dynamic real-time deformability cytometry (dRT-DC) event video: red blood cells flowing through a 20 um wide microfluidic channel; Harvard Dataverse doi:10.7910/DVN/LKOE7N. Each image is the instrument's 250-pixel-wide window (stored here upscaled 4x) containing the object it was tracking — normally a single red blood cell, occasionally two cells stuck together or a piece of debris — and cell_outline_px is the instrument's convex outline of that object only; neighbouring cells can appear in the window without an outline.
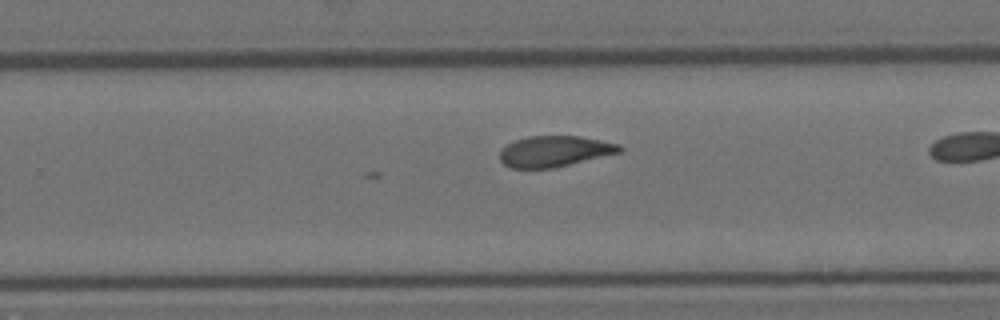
{"species": "Egyptian fruit bat (a non-hibernating species)", "species_latin": "Rousettus aegyptiacus", "temperature_condition": "room temperature", "stored_images_in_passage": 24, "camera_frame_rate_fps": 3000, "um_per_image_px": 0.085, "animal": {"sex": "female"}, "frame": {"image": 1, "passage_image": 14, "time_ms": 4.333, "image_size_px": [1000, 320], "cell_outline_px": [[624, 148], [620, 152], [552, 168], [508, 168], [500, 160], [500, 148], [512, 140], [528, 136], [580, 136], [620, 144]], "centroid_in_image_um": [47.08, 12.85], "position_along_channel_um": 282.7, "area_um2": 21.62}}